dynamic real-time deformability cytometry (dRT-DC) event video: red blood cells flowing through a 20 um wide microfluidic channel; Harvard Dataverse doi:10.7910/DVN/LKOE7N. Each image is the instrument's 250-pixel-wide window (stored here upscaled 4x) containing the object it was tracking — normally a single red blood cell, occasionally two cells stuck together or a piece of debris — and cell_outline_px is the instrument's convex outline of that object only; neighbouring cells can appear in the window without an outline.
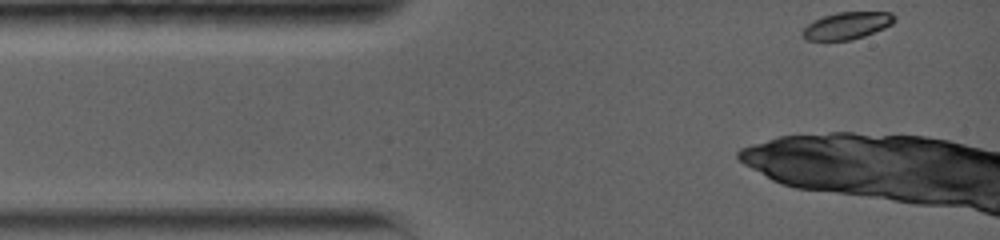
{"species": "common noctule bat (a hibernating species)", "species_latin": "Nyctalus noctula", "temperature_condition": "warm", "stored_images_in_passage": 5, "camera_frame_rate_fps": 5000, "um_per_image_px": 0.085, "animal": {"sex": "female", "body_mass_g": 19.0, "forearm_length_mm": 56.7}, "frame": {"image": 1, "passage_image": 1, "time_ms": 0.0, "image_size_px": [1000, 240], "cell_outline_px": [[896, 20], [892, 24], [884, 28], [864, 36], [852, 40], [804, 40], [800, 32], [812, 20], [836, 12], [892, 12], [896, 16]], "centroid_in_image_um": [71.98, 2.17], "position_along_channel_um": 13.0, "area_um2": 14.68}}